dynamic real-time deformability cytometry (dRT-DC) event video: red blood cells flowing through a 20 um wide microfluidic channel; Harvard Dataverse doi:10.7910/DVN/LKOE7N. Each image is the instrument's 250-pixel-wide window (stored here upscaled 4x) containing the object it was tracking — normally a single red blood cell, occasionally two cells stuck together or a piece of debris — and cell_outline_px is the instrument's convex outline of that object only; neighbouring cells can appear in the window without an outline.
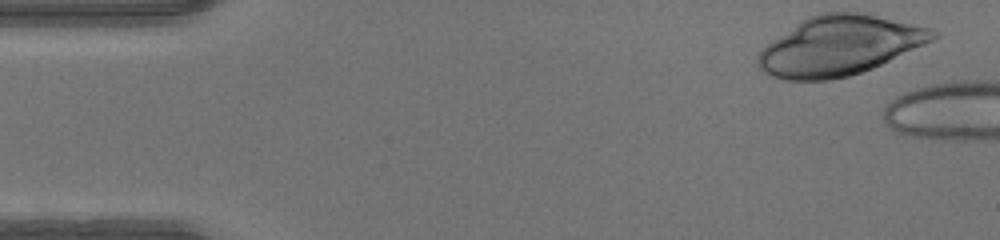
{"species": "human", "species_latin": "Homo sapiens", "temperature_condition": "warm", "stored_images_in_passage": 5, "camera_frame_rate_fps": 3000, "um_per_image_px": 0.085, "donor": {"sex": "male"}, "frame": {"image": 1, "passage_image": 1, "time_ms": 0.0, "image_size_px": [1000, 240], "cell_outline_px": [[940, 36], [924, 44], [872, 68], [848, 76], [828, 80], [788, 80], [772, 76], [764, 72], [760, 68], [756, 60], [756, 56], [772, 40], [800, 20], [808, 16], [820, 12], [860, 12], [932, 28], [940, 32]], "centroid_in_image_um": [71.35, 3.87], "position_along_channel_um": 13.7, "area_um2": 60.23}}